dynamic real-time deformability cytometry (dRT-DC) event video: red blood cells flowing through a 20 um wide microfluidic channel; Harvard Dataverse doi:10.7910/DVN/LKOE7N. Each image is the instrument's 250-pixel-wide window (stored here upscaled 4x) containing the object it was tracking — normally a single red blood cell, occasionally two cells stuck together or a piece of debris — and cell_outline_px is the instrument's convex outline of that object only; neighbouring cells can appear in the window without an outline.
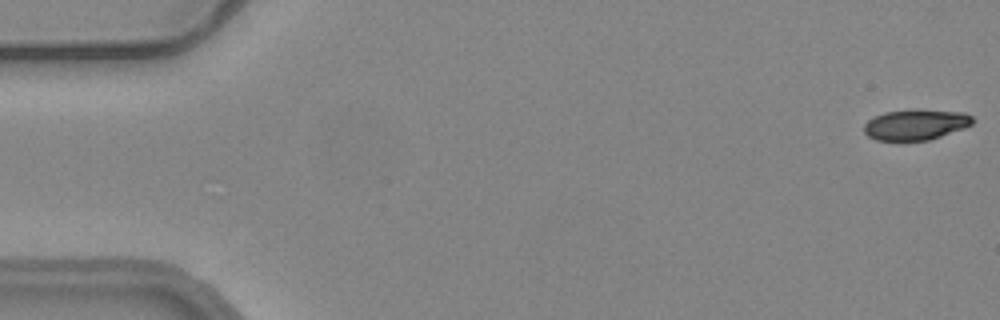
{"species": "common noctule bat (a hibernating species)", "species_latin": "Nyctalus noctula", "temperature_condition": "warm", "stored_images_in_passage": 26, "camera_frame_rate_fps": 3000, "um_per_image_px": 0.085, "animal": {"sex": "female", "body_mass_g": 24.6, "forearm_length_mm": 56.2}, "frame": {"image": 1, "passage_image": 1, "time_ms": 0.0, "image_size_px": [1000, 320], "cell_outline_px": [[972, 124], [964, 128], [928, 140], [876, 140], [868, 136], [864, 132], [864, 124], [868, 120], [884, 112], [912, 108], [916, 108], [964, 112], [972, 116]], "centroid_in_image_um": [77.83, 10.56], "position_along_channel_um": 7.2, "area_um2": 19.54}}
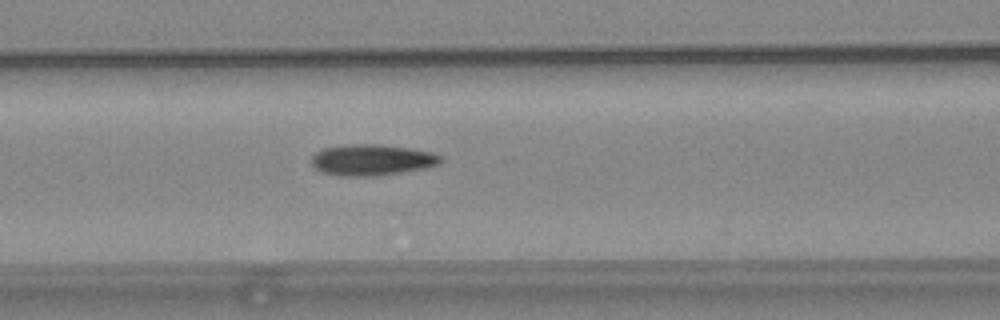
{"frame": {"image": 2, "passage_image": 23, "time_ms": 7.333, "image_size_px": [1000, 320], "cell_outline_px": [[444, 160], [440, 164], [428, 168], [376, 176], [340, 176], [320, 172], [312, 168], [308, 160], [316, 152], [324, 148], [344, 144], [380, 144], [412, 148], [436, 152], [444, 156]], "centroid_in_image_um": [31.63, 13.59], "position_along_channel_um": 135.0, "area_um2": 24.28}}
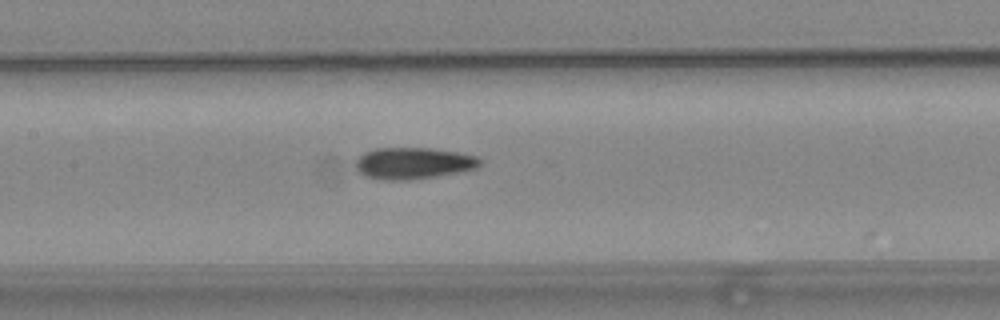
{"frame": {"image": 3, "passage_image": 26, "time_ms": 8.333, "image_size_px": [1000, 320], "cell_outline_px": [[484, 164], [480, 168], [460, 172], [436, 176], [408, 180], [380, 180], [364, 176], [356, 172], [352, 164], [364, 152], [376, 148], [432, 148], [460, 152], [480, 156], [484, 160]], "centroid_in_image_um": [35.17, 13.87], "position_along_channel_um": 172.2, "area_um2": 23.7}}